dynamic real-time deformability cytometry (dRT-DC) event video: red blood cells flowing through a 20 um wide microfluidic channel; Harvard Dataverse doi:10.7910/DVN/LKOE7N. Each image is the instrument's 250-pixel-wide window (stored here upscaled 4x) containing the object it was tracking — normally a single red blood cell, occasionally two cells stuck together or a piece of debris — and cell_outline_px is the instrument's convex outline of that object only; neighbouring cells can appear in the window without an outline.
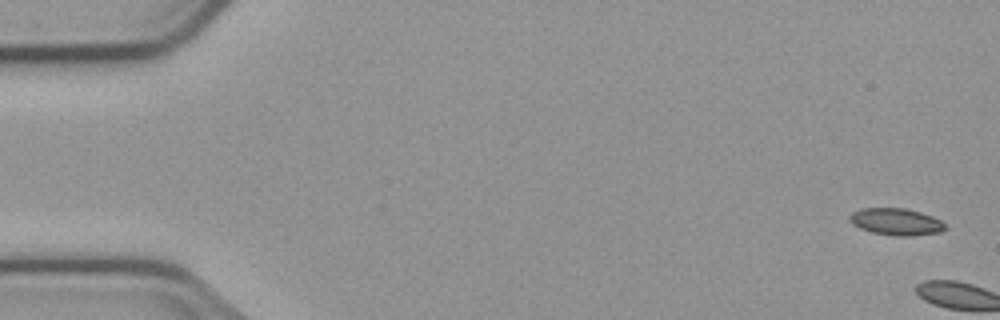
{"species": "common noctule bat (a hibernating species)", "species_latin": "Nyctalus noctula", "temperature_condition": "cold", "stored_images_in_passage": 5, "camera_frame_rate_fps": 3000, "um_per_image_px": 0.085, "animal": {"sex": "male", "body_mass_g": 23.1, "forearm_length_mm": 52.7}, "frame": {"image": 1, "passage_image": 1, "time_ms": 0.0, "image_size_px": [1000, 320], "cell_outline_px": [[948, 228], [940, 232], [912, 236], [896, 236], [872, 232], [860, 228], [852, 224], [848, 216], [852, 212], [860, 208], [904, 208], [920, 212], [932, 216], [948, 224]], "centroid_in_image_um": [76.19, 18.85], "position_along_channel_um": 8.8, "area_um2": 15.14}}